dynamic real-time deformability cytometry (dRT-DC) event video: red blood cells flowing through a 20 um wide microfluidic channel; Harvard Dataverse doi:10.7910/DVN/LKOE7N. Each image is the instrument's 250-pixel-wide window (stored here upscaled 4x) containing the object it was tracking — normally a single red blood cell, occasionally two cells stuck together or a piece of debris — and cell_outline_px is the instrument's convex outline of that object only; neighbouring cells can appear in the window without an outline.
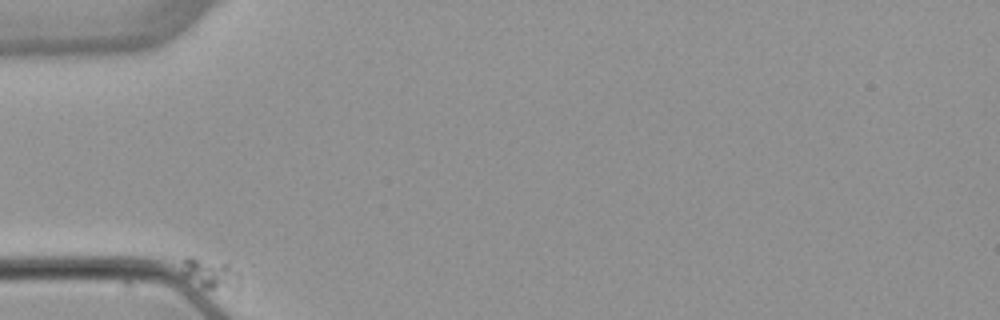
{"species": "common noctule bat (a hibernating species)", "species_latin": "Nyctalus noctula", "temperature_condition": "warm", "stored_images_in_passage": 9, "camera_frame_rate_fps": 3000, "um_per_image_px": 0.085, "animal": {"sex": "female", "body_mass_g": 22.7, "forearm_length_mm": 54.2}, "frame": {"image": 1, "passage_image": 1, "time_ms": 0.0, "image_size_px": [1000, 320], "cell_outline_px": [[240, 288], [236, 292], [204, 288], [184, 276], [180, 272], [184, 260], [188, 256], [192, 256], [228, 264], [240, 272]], "centroid_in_image_um": [17.97, 23.3], "position_along_channel_um": 67.0, "area_um2": 10.69}}
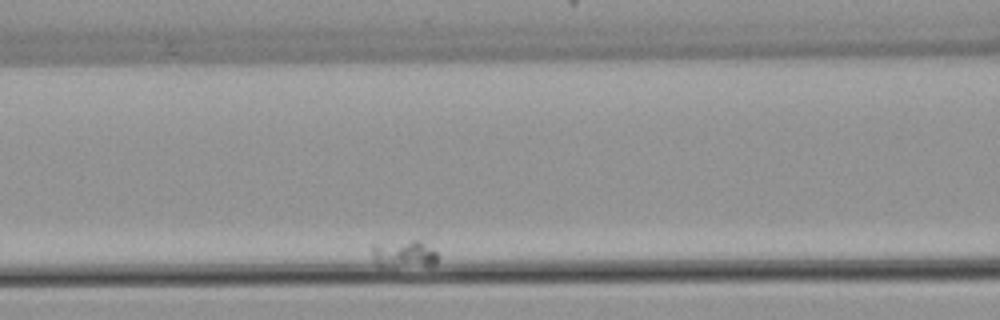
{"frame": {"image": 2, "passage_image": 4, "time_ms": 3.667, "image_size_px": [1000, 320], "cell_outline_px": [[440, 256], [436, 264], [380, 268], [372, 256], [372, 244], [412, 240], [420, 240], [432, 248]], "centroid_in_image_um": [34.33, 21.6], "position_along_channel_um": 132.3, "area_um2": 10.75}}
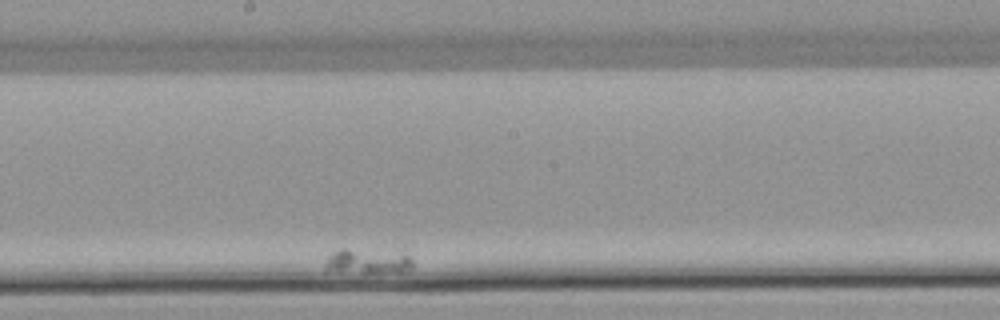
{"frame": {"image": 3, "passage_image": 8, "time_ms": 8.333, "image_size_px": [1000, 320], "cell_outline_px": [[412, 268], [400, 272], [324, 272], [324, 264], [328, 256], [332, 252], [340, 248], [344, 248], [408, 256], [412, 260]], "centroid_in_image_um": [31.08, 22.25], "position_along_channel_um": 217.1, "area_um2": 12.31}}